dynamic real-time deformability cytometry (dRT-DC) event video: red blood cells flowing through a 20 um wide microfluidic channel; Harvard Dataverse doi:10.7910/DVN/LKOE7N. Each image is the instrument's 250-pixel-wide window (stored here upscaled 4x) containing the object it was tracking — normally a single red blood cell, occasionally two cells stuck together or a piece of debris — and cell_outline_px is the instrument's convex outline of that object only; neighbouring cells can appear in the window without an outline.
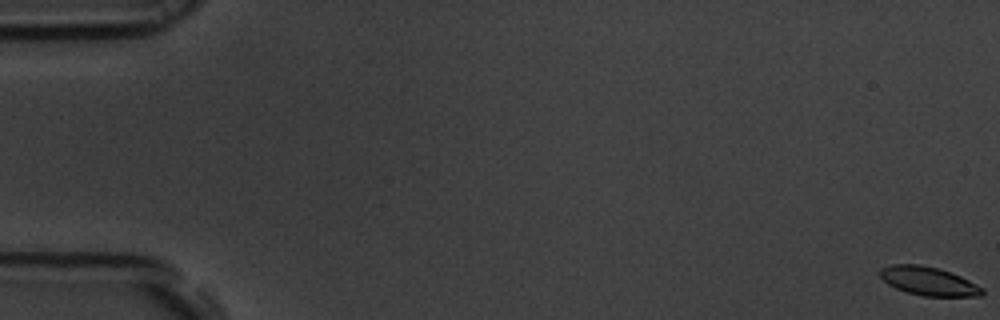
{"species": "common noctule bat (a hibernating species)", "species_latin": "Nyctalus noctula", "temperature_condition": "room temperature", "stored_images_in_passage": 58, "camera_frame_rate_fps": 3000, "um_per_image_px": 0.085, "animal": {"sex": "male", "body_mass_g": 19.5, "forearm_length_mm": 54.6}, "frame": {"image": 1, "passage_image": 1, "time_ms": 0.0, "image_size_px": [1000, 320], "cell_outline_px": [[984, 292], [980, 296], [924, 296], [908, 292], [896, 288], [888, 284], [880, 276], [880, 268], [892, 264], [920, 264], [940, 268], [960, 276], [984, 288]], "centroid_in_image_um": [78.93, 23.88], "position_along_channel_um": 6.1, "area_um2": 16.99}}
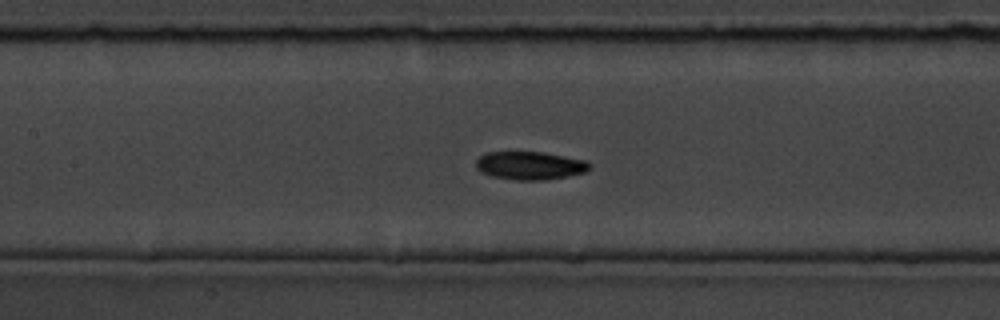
{"frame": {"image": 2, "passage_image": 27, "time_ms": 8.667, "image_size_px": [1000, 320], "cell_outline_px": [[592, 168], [584, 172], [568, 176], [544, 180], [516, 180], [492, 176], [480, 172], [476, 168], [476, 160], [480, 156], [488, 152], [544, 152], [584, 160], [592, 164]], "centroid_in_image_um": [45.05, 14.07], "position_along_channel_um": 162.4, "area_um2": 18.67}}
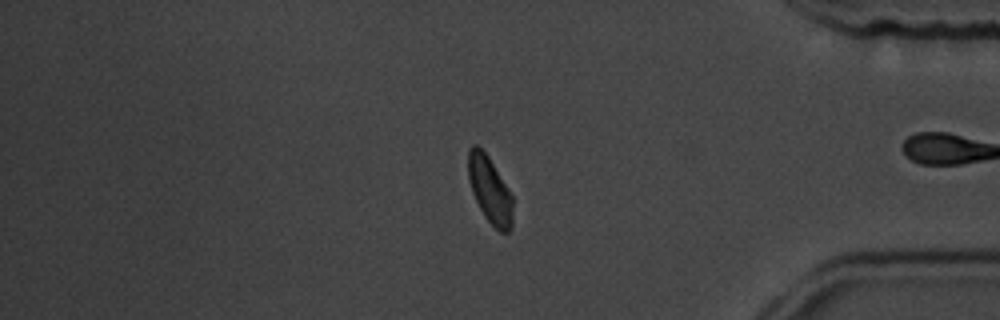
{"frame": {"image": 3, "passage_image": 48, "time_ms": 15.667, "image_size_px": [1000, 320], "cell_outline_px": [[512, 228], [508, 232], [500, 232], [484, 216], [472, 192], [468, 180], [468, 148], [472, 144], [476, 144], [488, 156], [508, 188], [512, 196]], "centroid_in_image_um": [41.62, 16.13], "position_along_channel_um": 393.6, "area_um2": 17.22}, "authors_computed_cell_mechanics": {"area_um2": 18.2937, "velocity_mm_per_s": 3.6843, "shape_relaxation_time_tau1_ms": 3.1292, "shape_relaxation_time_tau2_ms": null, "deformation_change_tau1": 0.1003, "deformation_change_tau2": null}}